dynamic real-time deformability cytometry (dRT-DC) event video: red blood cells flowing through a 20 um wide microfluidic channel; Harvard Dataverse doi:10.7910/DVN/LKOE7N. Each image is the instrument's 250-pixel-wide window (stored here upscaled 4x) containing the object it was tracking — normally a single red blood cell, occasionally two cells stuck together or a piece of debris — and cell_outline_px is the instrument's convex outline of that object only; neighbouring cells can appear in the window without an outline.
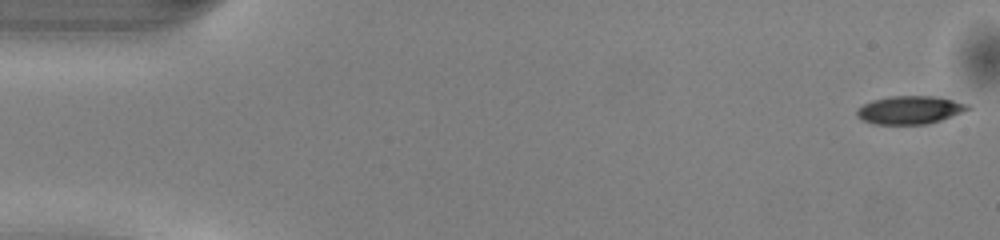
{"species": "common noctule bat (a hibernating species)", "species_latin": "Nyctalus noctula", "temperature_condition": "warm", "stored_images_in_passage": 50, "camera_frame_rate_fps": 3000, "um_per_image_px": 0.085, "animal": {"sex": "male", "body_mass_g": 13.0, "forearm_length_mm": 53.1}, "frame": {"image": 1, "passage_image": 1, "time_ms": 0.0, "image_size_px": [1000, 240], "cell_outline_px": [[972, 108], [952, 116], [928, 124], [872, 124], [860, 120], [856, 116], [856, 108], [872, 100], [892, 96], [936, 96], [968, 104]], "centroid_in_image_um": [77.29, 9.35], "position_along_channel_um": 7.7, "area_um2": 18.26}}
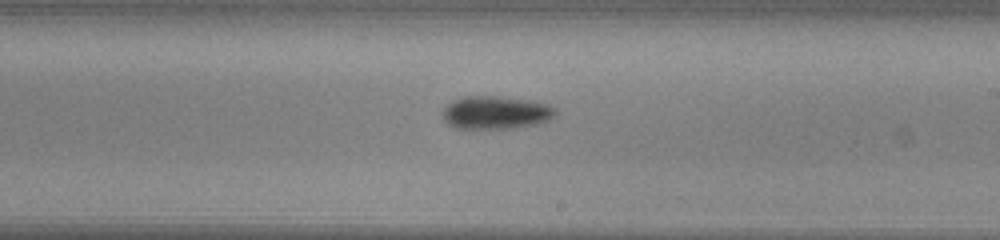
{"frame": {"image": 2, "passage_image": 29, "time_ms": 9.333, "image_size_px": [1000, 240], "cell_outline_px": [[556, 112], [548, 120], [540, 124], [512, 128], [456, 128], [448, 124], [444, 120], [444, 108], [452, 100], [464, 96], [496, 96], [532, 100], [556, 108]], "centroid_in_image_um": [42.14, 9.56], "position_along_channel_um": 246.9, "area_um2": 21.62}}
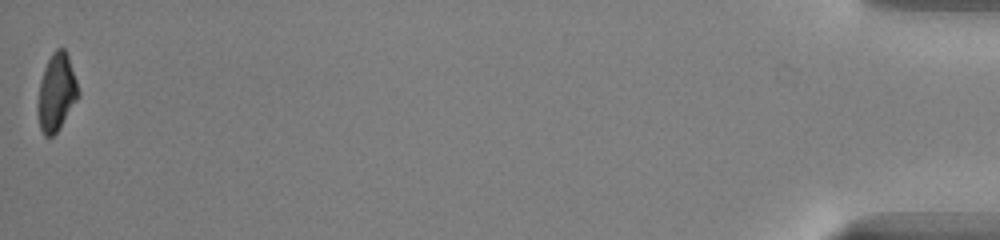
{"frame": {"image": 3, "passage_image": 50, "time_ms": 16.333, "image_size_px": [1000, 240], "cell_outline_px": [[80, 96], [56, 132], [52, 136], [44, 136], [40, 128], [36, 112], [36, 108], [40, 80], [44, 68], [52, 52], [56, 48], [64, 48], [68, 56], [80, 92]], "centroid_in_image_um": [4.78, 7.86], "position_along_channel_um": 430.4, "area_um2": 18.32}, "authors_computed_cell_mechanics": {"area_um2": 19.7098, "velocity_mm_per_s": 4.0979, "shape_relaxation_time_tau1_ms": 2.5766, "shape_relaxation_time_tau2_ms": null, "deformation_change_tau1": 0.1274, "deformation_change_tau2": null}}